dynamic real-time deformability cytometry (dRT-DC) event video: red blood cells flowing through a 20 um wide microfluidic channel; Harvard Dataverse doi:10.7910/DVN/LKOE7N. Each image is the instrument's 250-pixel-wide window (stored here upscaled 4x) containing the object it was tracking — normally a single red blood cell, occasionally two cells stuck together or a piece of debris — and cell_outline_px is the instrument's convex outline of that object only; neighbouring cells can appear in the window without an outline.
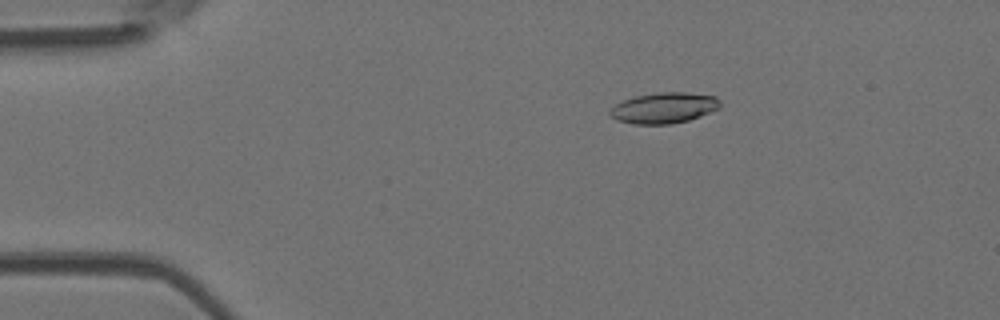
{"species": "Egyptian fruit bat (a non-hibernating species)", "species_latin": "Rousettus aegyptiacus", "temperature_condition": "room temperature", "stored_images_in_passage": 51, "camera_frame_rate_fps": 3000, "um_per_image_px": 0.085, "animal": {"sex": "female"}, "frame": {"image": 1, "passage_image": 9, "time_ms": 2.667, "image_size_px": [1000, 320], "cell_outline_px": [[720, 108], [700, 116], [688, 120], [672, 124], [632, 124], [616, 120], [608, 112], [616, 104], [624, 100], [636, 96], [656, 92], [688, 92], [716, 96], [720, 100]], "centroid_in_image_um": [56.46, 9.17], "position_along_channel_um": 28.5, "area_um2": 19.83}}
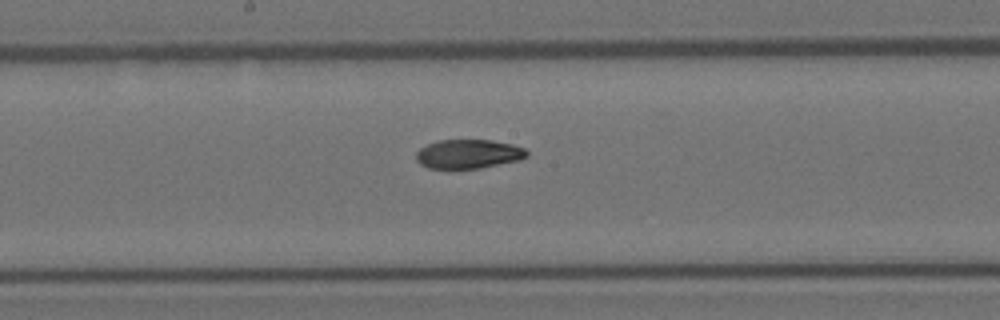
{"frame": {"image": 2, "passage_image": 27, "time_ms": 8.667, "image_size_px": [1000, 320], "cell_outline_px": [[528, 156], [520, 160], [480, 168], [448, 172], [428, 168], [420, 164], [416, 160], [416, 152], [420, 148], [436, 140], [492, 140], [512, 144], [524, 148], [528, 152]], "centroid_in_image_um": [39.76, 13.13], "position_along_channel_um": 208.4, "area_um2": 19.54}}
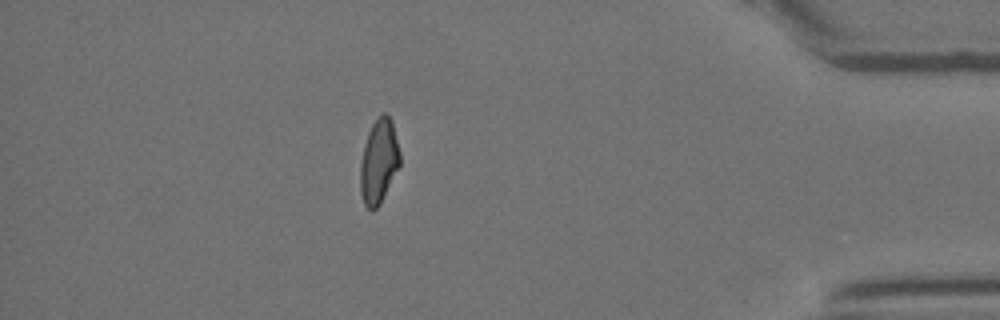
{"frame": {"image": 3, "passage_image": 45, "time_ms": 14.667, "image_size_px": [1000, 320], "cell_outline_px": [[400, 164], [380, 204], [372, 212], [364, 204], [360, 192], [360, 164], [364, 144], [368, 132], [372, 124], [384, 112], [392, 120], [400, 152]], "centroid_in_image_um": [32.19, 13.73], "position_along_channel_um": 403.0, "area_um2": 19.42}, "authors_computed_cell_mechanics": {"area_um2": 19.5364, "velocity_mm_per_s": 3.9657, "shape_relaxation_time_tau1_ms": 6.7132, "shape_relaxation_time_tau2_ms": 4.4751, "deformation_change_tau1": 0.1891, "deformation_change_tau2": 0.1011}}